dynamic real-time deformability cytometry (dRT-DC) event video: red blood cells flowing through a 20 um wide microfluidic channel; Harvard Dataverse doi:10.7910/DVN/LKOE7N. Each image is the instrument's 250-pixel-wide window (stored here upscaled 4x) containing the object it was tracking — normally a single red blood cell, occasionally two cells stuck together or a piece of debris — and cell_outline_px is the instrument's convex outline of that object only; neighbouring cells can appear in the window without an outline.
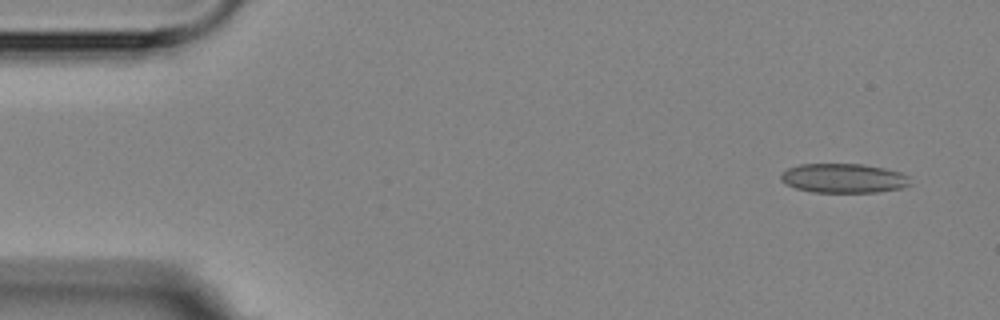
{"species": "Egyptian fruit bat (a non-hibernating species)", "species_latin": "Rousettus aegyptiacus", "temperature_condition": "room temperature", "stored_images_in_passage": 5, "segment_of_instrument_passage": [1, 2], "camera_frame_rate_fps": 3000, "um_per_image_px": 0.085, "animal": {"sex": "female"}, "frame": {"image": 1, "passage_image": 1, "time_ms": 0.0, "image_size_px": [1000, 320], "cell_outline_px": [[912, 184], [900, 188], [876, 192], [812, 192], [796, 188], [780, 180], [780, 172], [788, 168], [800, 164], [860, 164], [884, 168], [900, 172], [908, 176]], "centroid_in_image_um": [71.69, 15.14], "position_along_channel_um": 13.3, "area_um2": 22.08}}